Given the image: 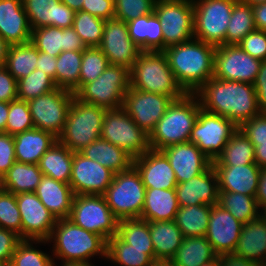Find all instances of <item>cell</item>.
Returning a JSON list of instances; mask_svg holds the SVG:
<instances>
[{
    "mask_svg": "<svg viewBox=\"0 0 266 266\" xmlns=\"http://www.w3.org/2000/svg\"><path fill=\"white\" fill-rule=\"evenodd\" d=\"M30 41L38 51L54 57L62 51H83L86 48L73 27L46 26L33 29Z\"/></svg>",
    "mask_w": 266,
    "mask_h": 266,
    "instance_id": "cell-26",
    "label": "cell"
},
{
    "mask_svg": "<svg viewBox=\"0 0 266 266\" xmlns=\"http://www.w3.org/2000/svg\"><path fill=\"white\" fill-rule=\"evenodd\" d=\"M255 163L260 168H266V143H258L254 147Z\"/></svg>",
    "mask_w": 266,
    "mask_h": 266,
    "instance_id": "cell-64",
    "label": "cell"
},
{
    "mask_svg": "<svg viewBox=\"0 0 266 266\" xmlns=\"http://www.w3.org/2000/svg\"><path fill=\"white\" fill-rule=\"evenodd\" d=\"M256 30L266 31V2L253 5Z\"/></svg>",
    "mask_w": 266,
    "mask_h": 266,
    "instance_id": "cell-62",
    "label": "cell"
},
{
    "mask_svg": "<svg viewBox=\"0 0 266 266\" xmlns=\"http://www.w3.org/2000/svg\"><path fill=\"white\" fill-rule=\"evenodd\" d=\"M13 138L16 161L27 164H38L45 152L58 141L53 134L37 128L17 133Z\"/></svg>",
    "mask_w": 266,
    "mask_h": 266,
    "instance_id": "cell-30",
    "label": "cell"
},
{
    "mask_svg": "<svg viewBox=\"0 0 266 266\" xmlns=\"http://www.w3.org/2000/svg\"><path fill=\"white\" fill-rule=\"evenodd\" d=\"M74 152L58 141L45 152L38 163L42 174L69 184Z\"/></svg>",
    "mask_w": 266,
    "mask_h": 266,
    "instance_id": "cell-37",
    "label": "cell"
},
{
    "mask_svg": "<svg viewBox=\"0 0 266 266\" xmlns=\"http://www.w3.org/2000/svg\"><path fill=\"white\" fill-rule=\"evenodd\" d=\"M179 207L175 189L146 188L140 219L148 222L175 220Z\"/></svg>",
    "mask_w": 266,
    "mask_h": 266,
    "instance_id": "cell-32",
    "label": "cell"
},
{
    "mask_svg": "<svg viewBox=\"0 0 266 266\" xmlns=\"http://www.w3.org/2000/svg\"><path fill=\"white\" fill-rule=\"evenodd\" d=\"M114 173L95 160L74 152L69 184L74 195H104Z\"/></svg>",
    "mask_w": 266,
    "mask_h": 266,
    "instance_id": "cell-19",
    "label": "cell"
},
{
    "mask_svg": "<svg viewBox=\"0 0 266 266\" xmlns=\"http://www.w3.org/2000/svg\"><path fill=\"white\" fill-rule=\"evenodd\" d=\"M16 161L13 135L0 132V178Z\"/></svg>",
    "mask_w": 266,
    "mask_h": 266,
    "instance_id": "cell-55",
    "label": "cell"
},
{
    "mask_svg": "<svg viewBox=\"0 0 266 266\" xmlns=\"http://www.w3.org/2000/svg\"><path fill=\"white\" fill-rule=\"evenodd\" d=\"M38 50L30 42L10 45L5 67L12 76L19 80L36 69Z\"/></svg>",
    "mask_w": 266,
    "mask_h": 266,
    "instance_id": "cell-44",
    "label": "cell"
},
{
    "mask_svg": "<svg viewBox=\"0 0 266 266\" xmlns=\"http://www.w3.org/2000/svg\"><path fill=\"white\" fill-rule=\"evenodd\" d=\"M262 61L239 45H222L214 53V78L254 84Z\"/></svg>",
    "mask_w": 266,
    "mask_h": 266,
    "instance_id": "cell-15",
    "label": "cell"
},
{
    "mask_svg": "<svg viewBox=\"0 0 266 266\" xmlns=\"http://www.w3.org/2000/svg\"><path fill=\"white\" fill-rule=\"evenodd\" d=\"M200 108L194 93H186L182 98L173 100L149 134L150 148L161 151L171 145L189 142Z\"/></svg>",
    "mask_w": 266,
    "mask_h": 266,
    "instance_id": "cell-4",
    "label": "cell"
},
{
    "mask_svg": "<svg viewBox=\"0 0 266 266\" xmlns=\"http://www.w3.org/2000/svg\"><path fill=\"white\" fill-rule=\"evenodd\" d=\"M221 265L222 266H261L255 262L244 259L232 254L221 255Z\"/></svg>",
    "mask_w": 266,
    "mask_h": 266,
    "instance_id": "cell-61",
    "label": "cell"
},
{
    "mask_svg": "<svg viewBox=\"0 0 266 266\" xmlns=\"http://www.w3.org/2000/svg\"><path fill=\"white\" fill-rule=\"evenodd\" d=\"M111 65H122L129 70L142 52L129 37L128 26L116 18L106 20L101 44L98 46Z\"/></svg>",
    "mask_w": 266,
    "mask_h": 266,
    "instance_id": "cell-18",
    "label": "cell"
},
{
    "mask_svg": "<svg viewBox=\"0 0 266 266\" xmlns=\"http://www.w3.org/2000/svg\"><path fill=\"white\" fill-rule=\"evenodd\" d=\"M194 94L202 109L226 117L238 127L260 113L254 84L213 77Z\"/></svg>",
    "mask_w": 266,
    "mask_h": 266,
    "instance_id": "cell-1",
    "label": "cell"
},
{
    "mask_svg": "<svg viewBox=\"0 0 266 266\" xmlns=\"http://www.w3.org/2000/svg\"><path fill=\"white\" fill-rule=\"evenodd\" d=\"M75 12L82 10V4L84 0H60Z\"/></svg>",
    "mask_w": 266,
    "mask_h": 266,
    "instance_id": "cell-67",
    "label": "cell"
},
{
    "mask_svg": "<svg viewBox=\"0 0 266 266\" xmlns=\"http://www.w3.org/2000/svg\"><path fill=\"white\" fill-rule=\"evenodd\" d=\"M201 266H222L221 265V255L217 256L215 259H213L212 261L203 264Z\"/></svg>",
    "mask_w": 266,
    "mask_h": 266,
    "instance_id": "cell-69",
    "label": "cell"
},
{
    "mask_svg": "<svg viewBox=\"0 0 266 266\" xmlns=\"http://www.w3.org/2000/svg\"><path fill=\"white\" fill-rule=\"evenodd\" d=\"M218 178V190L255 196L261 168L256 164L213 166Z\"/></svg>",
    "mask_w": 266,
    "mask_h": 266,
    "instance_id": "cell-27",
    "label": "cell"
},
{
    "mask_svg": "<svg viewBox=\"0 0 266 266\" xmlns=\"http://www.w3.org/2000/svg\"><path fill=\"white\" fill-rule=\"evenodd\" d=\"M34 193L57 220L70 217L74 197L70 184L43 175Z\"/></svg>",
    "mask_w": 266,
    "mask_h": 266,
    "instance_id": "cell-28",
    "label": "cell"
},
{
    "mask_svg": "<svg viewBox=\"0 0 266 266\" xmlns=\"http://www.w3.org/2000/svg\"><path fill=\"white\" fill-rule=\"evenodd\" d=\"M106 20L85 11L75 13L73 29L86 47H98L101 44Z\"/></svg>",
    "mask_w": 266,
    "mask_h": 266,
    "instance_id": "cell-47",
    "label": "cell"
},
{
    "mask_svg": "<svg viewBox=\"0 0 266 266\" xmlns=\"http://www.w3.org/2000/svg\"><path fill=\"white\" fill-rule=\"evenodd\" d=\"M153 266H175L170 260L166 261H155Z\"/></svg>",
    "mask_w": 266,
    "mask_h": 266,
    "instance_id": "cell-70",
    "label": "cell"
},
{
    "mask_svg": "<svg viewBox=\"0 0 266 266\" xmlns=\"http://www.w3.org/2000/svg\"><path fill=\"white\" fill-rule=\"evenodd\" d=\"M233 254L266 266V222L260 216L243 223Z\"/></svg>",
    "mask_w": 266,
    "mask_h": 266,
    "instance_id": "cell-29",
    "label": "cell"
},
{
    "mask_svg": "<svg viewBox=\"0 0 266 266\" xmlns=\"http://www.w3.org/2000/svg\"><path fill=\"white\" fill-rule=\"evenodd\" d=\"M18 99L17 80L5 66H0V102H11Z\"/></svg>",
    "mask_w": 266,
    "mask_h": 266,
    "instance_id": "cell-58",
    "label": "cell"
},
{
    "mask_svg": "<svg viewBox=\"0 0 266 266\" xmlns=\"http://www.w3.org/2000/svg\"><path fill=\"white\" fill-rule=\"evenodd\" d=\"M256 30L252 5L237 0L230 16L225 45H238L250 32Z\"/></svg>",
    "mask_w": 266,
    "mask_h": 266,
    "instance_id": "cell-41",
    "label": "cell"
},
{
    "mask_svg": "<svg viewBox=\"0 0 266 266\" xmlns=\"http://www.w3.org/2000/svg\"><path fill=\"white\" fill-rule=\"evenodd\" d=\"M238 128L226 117L200 108L189 142L195 144L211 161H214Z\"/></svg>",
    "mask_w": 266,
    "mask_h": 266,
    "instance_id": "cell-14",
    "label": "cell"
},
{
    "mask_svg": "<svg viewBox=\"0 0 266 266\" xmlns=\"http://www.w3.org/2000/svg\"><path fill=\"white\" fill-rule=\"evenodd\" d=\"M31 29L72 27L75 11L60 0H22Z\"/></svg>",
    "mask_w": 266,
    "mask_h": 266,
    "instance_id": "cell-24",
    "label": "cell"
},
{
    "mask_svg": "<svg viewBox=\"0 0 266 266\" xmlns=\"http://www.w3.org/2000/svg\"><path fill=\"white\" fill-rule=\"evenodd\" d=\"M86 158L95 160L114 174L126 171L133 165V158L120 147L97 139L80 151Z\"/></svg>",
    "mask_w": 266,
    "mask_h": 266,
    "instance_id": "cell-34",
    "label": "cell"
},
{
    "mask_svg": "<svg viewBox=\"0 0 266 266\" xmlns=\"http://www.w3.org/2000/svg\"><path fill=\"white\" fill-rule=\"evenodd\" d=\"M43 176L38 164L15 161L1 178V188L13 194L35 192Z\"/></svg>",
    "mask_w": 266,
    "mask_h": 266,
    "instance_id": "cell-36",
    "label": "cell"
},
{
    "mask_svg": "<svg viewBox=\"0 0 266 266\" xmlns=\"http://www.w3.org/2000/svg\"><path fill=\"white\" fill-rule=\"evenodd\" d=\"M129 88L130 70L122 65L109 64L97 79L84 84L74 97L81 102L110 110L122 107Z\"/></svg>",
    "mask_w": 266,
    "mask_h": 266,
    "instance_id": "cell-8",
    "label": "cell"
},
{
    "mask_svg": "<svg viewBox=\"0 0 266 266\" xmlns=\"http://www.w3.org/2000/svg\"><path fill=\"white\" fill-rule=\"evenodd\" d=\"M106 260L119 266H153L154 249L131 248L117 235L107 241Z\"/></svg>",
    "mask_w": 266,
    "mask_h": 266,
    "instance_id": "cell-35",
    "label": "cell"
},
{
    "mask_svg": "<svg viewBox=\"0 0 266 266\" xmlns=\"http://www.w3.org/2000/svg\"><path fill=\"white\" fill-rule=\"evenodd\" d=\"M21 215L22 240H48L57 222L34 192L16 194Z\"/></svg>",
    "mask_w": 266,
    "mask_h": 266,
    "instance_id": "cell-17",
    "label": "cell"
},
{
    "mask_svg": "<svg viewBox=\"0 0 266 266\" xmlns=\"http://www.w3.org/2000/svg\"><path fill=\"white\" fill-rule=\"evenodd\" d=\"M82 51H62L57 56L56 86L72 91L79 90Z\"/></svg>",
    "mask_w": 266,
    "mask_h": 266,
    "instance_id": "cell-42",
    "label": "cell"
},
{
    "mask_svg": "<svg viewBox=\"0 0 266 266\" xmlns=\"http://www.w3.org/2000/svg\"><path fill=\"white\" fill-rule=\"evenodd\" d=\"M252 163H255L254 146L238 128L227 141L222 153L212 161V166H236Z\"/></svg>",
    "mask_w": 266,
    "mask_h": 266,
    "instance_id": "cell-39",
    "label": "cell"
},
{
    "mask_svg": "<svg viewBox=\"0 0 266 266\" xmlns=\"http://www.w3.org/2000/svg\"><path fill=\"white\" fill-rule=\"evenodd\" d=\"M259 112L266 114V60H263L254 82Z\"/></svg>",
    "mask_w": 266,
    "mask_h": 266,
    "instance_id": "cell-59",
    "label": "cell"
},
{
    "mask_svg": "<svg viewBox=\"0 0 266 266\" xmlns=\"http://www.w3.org/2000/svg\"><path fill=\"white\" fill-rule=\"evenodd\" d=\"M146 188L141 176L132 165L128 170L114 174L104 197L118 220L141 217Z\"/></svg>",
    "mask_w": 266,
    "mask_h": 266,
    "instance_id": "cell-7",
    "label": "cell"
},
{
    "mask_svg": "<svg viewBox=\"0 0 266 266\" xmlns=\"http://www.w3.org/2000/svg\"><path fill=\"white\" fill-rule=\"evenodd\" d=\"M172 101L170 96L144 92L130 87L124 95L122 108L140 129L150 134Z\"/></svg>",
    "mask_w": 266,
    "mask_h": 266,
    "instance_id": "cell-16",
    "label": "cell"
},
{
    "mask_svg": "<svg viewBox=\"0 0 266 266\" xmlns=\"http://www.w3.org/2000/svg\"><path fill=\"white\" fill-rule=\"evenodd\" d=\"M259 216L266 222V204L260 207Z\"/></svg>",
    "mask_w": 266,
    "mask_h": 266,
    "instance_id": "cell-71",
    "label": "cell"
},
{
    "mask_svg": "<svg viewBox=\"0 0 266 266\" xmlns=\"http://www.w3.org/2000/svg\"><path fill=\"white\" fill-rule=\"evenodd\" d=\"M154 13L162 24L164 49L194 38L193 0H156Z\"/></svg>",
    "mask_w": 266,
    "mask_h": 266,
    "instance_id": "cell-12",
    "label": "cell"
},
{
    "mask_svg": "<svg viewBox=\"0 0 266 266\" xmlns=\"http://www.w3.org/2000/svg\"><path fill=\"white\" fill-rule=\"evenodd\" d=\"M105 112V108L81 102L74 97L58 142L72 152L82 151L101 137Z\"/></svg>",
    "mask_w": 266,
    "mask_h": 266,
    "instance_id": "cell-6",
    "label": "cell"
},
{
    "mask_svg": "<svg viewBox=\"0 0 266 266\" xmlns=\"http://www.w3.org/2000/svg\"><path fill=\"white\" fill-rule=\"evenodd\" d=\"M56 64L57 57L51 56L50 54L38 51V60L36 69H41L50 76L56 84Z\"/></svg>",
    "mask_w": 266,
    "mask_h": 266,
    "instance_id": "cell-60",
    "label": "cell"
},
{
    "mask_svg": "<svg viewBox=\"0 0 266 266\" xmlns=\"http://www.w3.org/2000/svg\"><path fill=\"white\" fill-rule=\"evenodd\" d=\"M215 49L213 45L192 38L163 50L177 83L186 93H195L213 78Z\"/></svg>",
    "mask_w": 266,
    "mask_h": 266,
    "instance_id": "cell-2",
    "label": "cell"
},
{
    "mask_svg": "<svg viewBox=\"0 0 266 266\" xmlns=\"http://www.w3.org/2000/svg\"><path fill=\"white\" fill-rule=\"evenodd\" d=\"M56 264H57V262L54 261L53 266H57ZM58 266H95V265H91V264H88L86 262L61 261L60 265H58Z\"/></svg>",
    "mask_w": 266,
    "mask_h": 266,
    "instance_id": "cell-68",
    "label": "cell"
},
{
    "mask_svg": "<svg viewBox=\"0 0 266 266\" xmlns=\"http://www.w3.org/2000/svg\"><path fill=\"white\" fill-rule=\"evenodd\" d=\"M242 2L248 3L250 5H256V4H260V3H264L266 2V0H240Z\"/></svg>",
    "mask_w": 266,
    "mask_h": 266,
    "instance_id": "cell-72",
    "label": "cell"
},
{
    "mask_svg": "<svg viewBox=\"0 0 266 266\" xmlns=\"http://www.w3.org/2000/svg\"><path fill=\"white\" fill-rule=\"evenodd\" d=\"M242 225L240 221L219 204L211 206L205 237L218 256L234 252L241 234Z\"/></svg>",
    "mask_w": 266,
    "mask_h": 266,
    "instance_id": "cell-20",
    "label": "cell"
},
{
    "mask_svg": "<svg viewBox=\"0 0 266 266\" xmlns=\"http://www.w3.org/2000/svg\"><path fill=\"white\" fill-rule=\"evenodd\" d=\"M259 208L266 204V168H261L257 193L255 195Z\"/></svg>",
    "mask_w": 266,
    "mask_h": 266,
    "instance_id": "cell-63",
    "label": "cell"
},
{
    "mask_svg": "<svg viewBox=\"0 0 266 266\" xmlns=\"http://www.w3.org/2000/svg\"><path fill=\"white\" fill-rule=\"evenodd\" d=\"M100 138L120 147L133 159L151 149L149 134L122 107L106 110Z\"/></svg>",
    "mask_w": 266,
    "mask_h": 266,
    "instance_id": "cell-9",
    "label": "cell"
},
{
    "mask_svg": "<svg viewBox=\"0 0 266 266\" xmlns=\"http://www.w3.org/2000/svg\"><path fill=\"white\" fill-rule=\"evenodd\" d=\"M156 0H114V18L125 23L154 12Z\"/></svg>",
    "mask_w": 266,
    "mask_h": 266,
    "instance_id": "cell-52",
    "label": "cell"
},
{
    "mask_svg": "<svg viewBox=\"0 0 266 266\" xmlns=\"http://www.w3.org/2000/svg\"><path fill=\"white\" fill-rule=\"evenodd\" d=\"M108 65V59L99 47H86L82 51L79 89L97 79Z\"/></svg>",
    "mask_w": 266,
    "mask_h": 266,
    "instance_id": "cell-49",
    "label": "cell"
},
{
    "mask_svg": "<svg viewBox=\"0 0 266 266\" xmlns=\"http://www.w3.org/2000/svg\"><path fill=\"white\" fill-rule=\"evenodd\" d=\"M21 215L16 202V195L0 189V227L11 230L21 237Z\"/></svg>",
    "mask_w": 266,
    "mask_h": 266,
    "instance_id": "cell-51",
    "label": "cell"
},
{
    "mask_svg": "<svg viewBox=\"0 0 266 266\" xmlns=\"http://www.w3.org/2000/svg\"><path fill=\"white\" fill-rule=\"evenodd\" d=\"M179 206L218 204V178L212 164L201 174L175 187Z\"/></svg>",
    "mask_w": 266,
    "mask_h": 266,
    "instance_id": "cell-23",
    "label": "cell"
},
{
    "mask_svg": "<svg viewBox=\"0 0 266 266\" xmlns=\"http://www.w3.org/2000/svg\"><path fill=\"white\" fill-rule=\"evenodd\" d=\"M117 236L131 248L154 249L150 236L149 222L138 219L118 221Z\"/></svg>",
    "mask_w": 266,
    "mask_h": 266,
    "instance_id": "cell-46",
    "label": "cell"
},
{
    "mask_svg": "<svg viewBox=\"0 0 266 266\" xmlns=\"http://www.w3.org/2000/svg\"><path fill=\"white\" fill-rule=\"evenodd\" d=\"M239 129L254 147L258 143H266V114L259 113L250 120L244 121Z\"/></svg>",
    "mask_w": 266,
    "mask_h": 266,
    "instance_id": "cell-54",
    "label": "cell"
},
{
    "mask_svg": "<svg viewBox=\"0 0 266 266\" xmlns=\"http://www.w3.org/2000/svg\"><path fill=\"white\" fill-rule=\"evenodd\" d=\"M32 128H34V123L28 102L19 99L9 102L6 133L14 136Z\"/></svg>",
    "mask_w": 266,
    "mask_h": 266,
    "instance_id": "cell-50",
    "label": "cell"
},
{
    "mask_svg": "<svg viewBox=\"0 0 266 266\" xmlns=\"http://www.w3.org/2000/svg\"><path fill=\"white\" fill-rule=\"evenodd\" d=\"M32 29L22 0H0V35L9 45L28 43Z\"/></svg>",
    "mask_w": 266,
    "mask_h": 266,
    "instance_id": "cell-25",
    "label": "cell"
},
{
    "mask_svg": "<svg viewBox=\"0 0 266 266\" xmlns=\"http://www.w3.org/2000/svg\"><path fill=\"white\" fill-rule=\"evenodd\" d=\"M130 87L144 92L182 98L186 92L177 83L163 51H142L130 69Z\"/></svg>",
    "mask_w": 266,
    "mask_h": 266,
    "instance_id": "cell-5",
    "label": "cell"
},
{
    "mask_svg": "<svg viewBox=\"0 0 266 266\" xmlns=\"http://www.w3.org/2000/svg\"><path fill=\"white\" fill-rule=\"evenodd\" d=\"M237 0H193L194 38L219 47L225 45L230 16Z\"/></svg>",
    "mask_w": 266,
    "mask_h": 266,
    "instance_id": "cell-10",
    "label": "cell"
},
{
    "mask_svg": "<svg viewBox=\"0 0 266 266\" xmlns=\"http://www.w3.org/2000/svg\"><path fill=\"white\" fill-rule=\"evenodd\" d=\"M155 261L171 260L180 247L183 235L174 220L149 222Z\"/></svg>",
    "mask_w": 266,
    "mask_h": 266,
    "instance_id": "cell-33",
    "label": "cell"
},
{
    "mask_svg": "<svg viewBox=\"0 0 266 266\" xmlns=\"http://www.w3.org/2000/svg\"><path fill=\"white\" fill-rule=\"evenodd\" d=\"M69 219L100 235L106 242L117 235L119 220L110 210L104 195H74Z\"/></svg>",
    "mask_w": 266,
    "mask_h": 266,
    "instance_id": "cell-11",
    "label": "cell"
},
{
    "mask_svg": "<svg viewBox=\"0 0 266 266\" xmlns=\"http://www.w3.org/2000/svg\"><path fill=\"white\" fill-rule=\"evenodd\" d=\"M169 159L178 183L203 173L212 161L193 143H179L161 150Z\"/></svg>",
    "mask_w": 266,
    "mask_h": 266,
    "instance_id": "cell-22",
    "label": "cell"
},
{
    "mask_svg": "<svg viewBox=\"0 0 266 266\" xmlns=\"http://www.w3.org/2000/svg\"><path fill=\"white\" fill-rule=\"evenodd\" d=\"M47 241L52 245L50 247L54 261L95 265L91 261L94 256L106 260L107 242L100 235L79 227L69 218L57 220Z\"/></svg>",
    "mask_w": 266,
    "mask_h": 266,
    "instance_id": "cell-3",
    "label": "cell"
},
{
    "mask_svg": "<svg viewBox=\"0 0 266 266\" xmlns=\"http://www.w3.org/2000/svg\"><path fill=\"white\" fill-rule=\"evenodd\" d=\"M210 212L211 206L206 204L180 206L174 221L183 237L205 236Z\"/></svg>",
    "mask_w": 266,
    "mask_h": 266,
    "instance_id": "cell-40",
    "label": "cell"
},
{
    "mask_svg": "<svg viewBox=\"0 0 266 266\" xmlns=\"http://www.w3.org/2000/svg\"><path fill=\"white\" fill-rule=\"evenodd\" d=\"M217 256L205 236L184 237L170 261L175 266H201Z\"/></svg>",
    "mask_w": 266,
    "mask_h": 266,
    "instance_id": "cell-38",
    "label": "cell"
},
{
    "mask_svg": "<svg viewBox=\"0 0 266 266\" xmlns=\"http://www.w3.org/2000/svg\"><path fill=\"white\" fill-rule=\"evenodd\" d=\"M218 204L242 224L259 217L260 208L255 196L219 191Z\"/></svg>",
    "mask_w": 266,
    "mask_h": 266,
    "instance_id": "cell-43",
    "label": "cell"
},
{
    "mask_svg": "<svg viewBox=\"0 0 266 266\" xmlns=\"http://www.w3.org/2000/svg\"><path fill=\"white\" fill-rule=\"evenodd\" d=\"M9 103L0 102V132L6 133V123L8 119Z\"/></svg>",
    "mask_w": 266,
    "mask_h": 266,
    "instance_id": "cell-65",
    "label": "cell"
},
{
    "mask_svg": "<svg viewBox=\"0 0 266 266\" xmlns=\"http://www.w3.org/2000/svg\"><path fill=\"white\" fill-rule=\"evenodd\" d=\"M129 37L141 51H163L162 24L156 14L144 15L127 22Z\"/></svg>",
    "mask_w": 266,
    "mask_h": 266,
    "instance_id": "cell-31",
    "label": "cell"
},
{
    "mask_svg": "<svg viewBox=\"0 0 266 266\" xmlns=\"http://www.w3.org/2000/svg\"><path fill=\"white\" fill-rule=\"evenodd\" d=\"M246 53L258 60H266V31L254 30L238 44Z\"/></svg>",
    "mask_w": 266,
    "mask_h": 266,
    "instance_id": "cell-53",
    "label": "cell"
},
{
    "mask_svg": "<svg viewBox=\"0 0 266 266\" xmlns=\"http://www.w3.org/2000/svg\"><path fill=\"white\" fill-rule=\"evenodd\" d=\"M22 241L21 237L14 231L0 227V262L9 264L14 251Z\"/></svg>",
    "mask_w": 266,
    "mask_h": 266,
    "instance_id": "cell-56",
    "label": "cell"
},
{
    "mask_svg": "<svg viewBox=\"0 0 266 266\" xmlns=\"http://www.w3.org/2000/svg\"><path fill=\"white\" fill-rule=\"evenodd\" d=\"M36 244L45 246L49 243L47 240H22L14 251L9 264L12 266H53L52 254L39 250Z\"/></svg>",
    "mask_w": 266,
    "mask_h": 266,
    "instance_id": "cell-45",
    "label": "cell"
},
{
    "mask_svg": "<svg viewBox=\"0 0 266 266\" xmlns=\"http://www.w3.org/2000/svg\"><path fill=\"white\" fill-rule=\"evenodd\" d=\"M74 93L60 87L28 101L34 128L58 138L63 132Z\"/></svg>",
    "mask_w": 266,
    "mask_h": 266,
    "instance_id": "cell-13",
    "label": "cell"
},
{
    "mask_svg": "<svg viewBox=\"0 0 266 266\" xmlns=\"http://www.w3.org/2000/svg\"><path fill=\"white\" fill-rule=\"evenodd\" d=\"M10 45L0 35V66H5Z\"/></svg>",
    "mask_w": 266,
    "mask_h": 266,
    "instance_id": "cell-66",
    "label": "cell"
},
{
    "mask_svg": "<svg viewBox=\"0 0 266 266\" xmlns=\"http://www.w3.org/2000/svg\"><path fill=\"white\" fill-rule=\"evenodd\" d=\"M145 188L175 189L177 181L169 159L159 150L150 149L133 159Z\"/></svg>",
    "mask_w": 266,
    "mask_h": 266,
    "instance_id": "cell-21",
    "label": "cell"
},
{
    "mask_svg": "<svg viewBox=\"0 0 266 266\" xmlns=\"http://www.w3.org/2000/svg\"><path fill=\"white\" fill-rule=\"evenodd\" d=\"M82 11L104 20L113 19L115 14L114 0H84Z\"/></svg>",
    "mask_w": 266,
    "mask_h": 266,
    "instance_id": "cell-57",
    "label": "cell"
},
{
    "mask_svg": "<svg viewBox=\"0 0 266 266\" xmlns=\"http://www.w3.org/2000/svg\"><path fill=\"white\" fill-rule=\"evenodd\" d=\"M55 88L54 80L41 69H35L28 76L17 80L18 99L27 102Z\"/></svg>",
    "mask_w": 266,
    "mask_h": 266,
    "instance_id": "cell-48",
    "label": "cell"
}]
</instances>
